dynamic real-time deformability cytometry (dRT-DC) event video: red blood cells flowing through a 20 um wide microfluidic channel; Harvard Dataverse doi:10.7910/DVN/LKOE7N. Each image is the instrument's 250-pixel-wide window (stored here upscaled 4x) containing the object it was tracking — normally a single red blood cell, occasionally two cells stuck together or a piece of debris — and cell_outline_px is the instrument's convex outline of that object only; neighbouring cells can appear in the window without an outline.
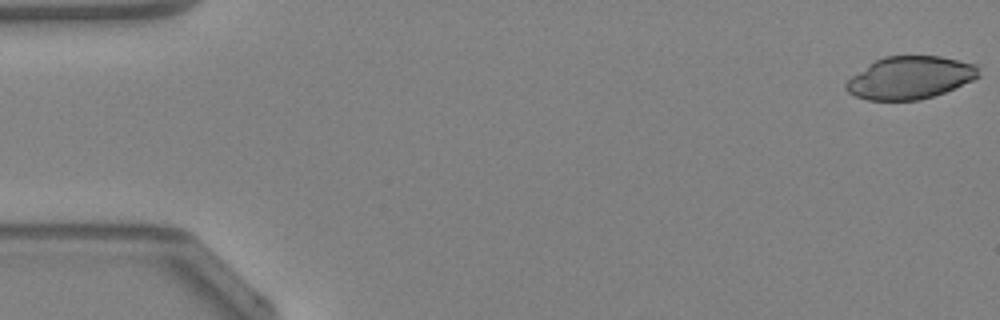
{"species": "Egyptian fruit bat (a non-hibernating species)", "species_latin": "Rousettus aegyptiacus", "temperature_condition": "warm", "stored_images_in_passage": 48, "camera_frame_rate_fps": 3000, "um_per_image_px": 0.085, "animal": {"sex": "female"}, "frame": {"image": 1, "passage_image": 1, "time_ms": 0.0, "image_size_px": [1000, 320], "cell_outline_px": [[980, 76], [972, 80], [944, 92], [920, 100], [868, 100], [856, 96], [848, 92], [844, 88], [844, 84], [852, 76], [876, 60], [884, 56], [940, 56], [976, 64]], "centroid_in_image_um": [77.34, 6.6], "position_along_channel_um": 7.7, "area_um2": 32.6}}